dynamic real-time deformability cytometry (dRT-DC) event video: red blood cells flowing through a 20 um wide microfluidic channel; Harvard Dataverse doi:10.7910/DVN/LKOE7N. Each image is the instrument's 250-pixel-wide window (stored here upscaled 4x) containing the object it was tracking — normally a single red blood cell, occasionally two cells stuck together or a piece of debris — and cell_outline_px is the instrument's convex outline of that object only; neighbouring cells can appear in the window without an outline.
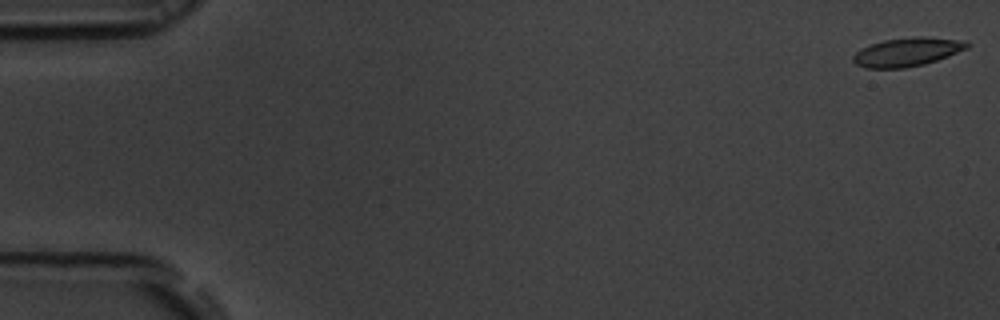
{"species": "common noctule bat (a hibernating species)", "species_latin": "Nyctalus noctula", "temperature_condition": "room temperature", "stored_images_in_passage": 56, "camera_frame_rate_fps": 3000, "um_per_image_px": 0.085, "animal": {"sex": "male", "body_mass_g": 19.5, "forearm_length_mm": 54.6}, "frame": {"image": 1, "passage_image": 1, "time_ms": 0.0, "image_size_px": [1000, 320], "cell_outline_px": [[972, 44], [968, 48], [948, 56], [924, 64], [904, 68], [864, 68], [856, 64], [852, 60], [852, 56], [860, 48], [884, 40], [916, 36], [924, 36], [968, 40]], "centroid_in_image_um": [77.15, 4.4], "position_along_channel_um": 7.9, "area_um2": 19.25}}
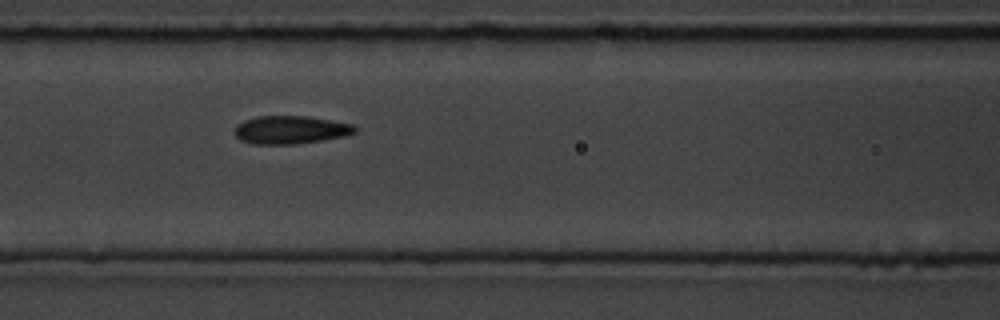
{"frame": {"image": 2, "passage_image": 24, "time_ms": 7.667, "image_size_px": [1000, 320], "cell_outline_px": [[356, 132], [344, 136], [320, 140], [292, 144], [252, 144], [240, 140], [236, 136], [236, 124], [244, 120], [256, 116], [308, 116], [352, 124], [356, 128]], "centroid_in_image_um": [24.66, 11.03], "position_along_channel_um": 141.9, "area_um2": 19.54}}
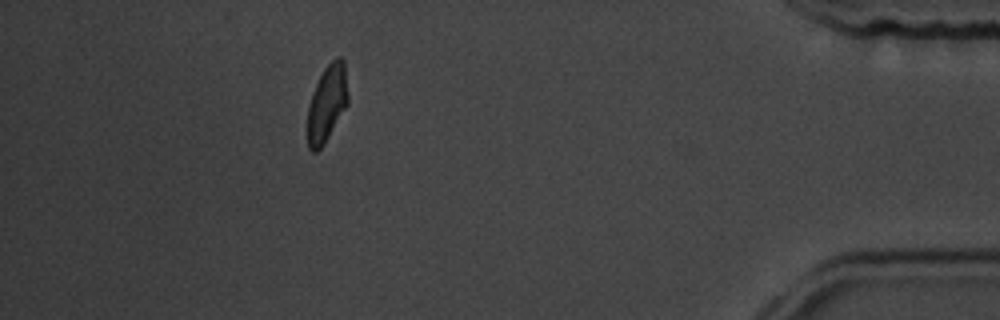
{"frame": {"image": 3, "passage_image": 50, "time_ms": 16.333, "image_size_px": [1000, 320], "cell_outline_px": [[348, 104], [324, 144], [316, 152], [312, 152], [308, 148], [308, 104], [312, 92], [324, 68], [336, 56], [340, 56], [344, 60], [348, 96]], "centroid_in_image_um": [27.8, 8.78], "position_along_channel_um": 407.4, "area_um2": 18.09}, "authors_computed_cell_mechanics": {"area_um2": 19.3341, "velocity_mm_per_s": 3.6708, "shape_relaxation_time_tau1_ms": 7.3638, "shape_relaxation_time_tau2_ms": 1.5612, "deformation_change_tau1": 0.1672, "deformation_change_tau2": 0.0743}}